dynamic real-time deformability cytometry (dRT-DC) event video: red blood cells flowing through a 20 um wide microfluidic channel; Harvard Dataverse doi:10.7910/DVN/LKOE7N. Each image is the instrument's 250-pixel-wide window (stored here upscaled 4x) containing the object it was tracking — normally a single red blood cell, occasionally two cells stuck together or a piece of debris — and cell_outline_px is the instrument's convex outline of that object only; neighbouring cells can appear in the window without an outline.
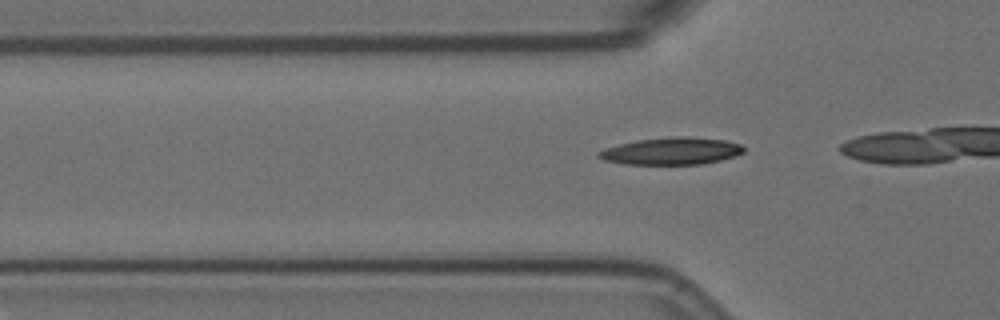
{"species": "Egyptian fruit bat (a non-hibernating species)", "species_latin": "Rousettus aegyptiacus", "temperature_condition": "room temperature", "stored_images_in_passage": 17, "camera_frame_rate_fps": 3000, "um_per_image_px": 0.085, "animal": {"sex": "female"}, "frame": {"image": 1, "passage_image": 14, "time_ms": 4.333, "image_size_px": [1000, 320], "cell_outline_px": [[744, 152], [736, 156], [720, 160], [700, 164], [624, 164], [604, 160], [596, 156], [596, 152], [604, 148], [636, 140], [676, 136], [680, 136], [724, 140], [740, 144], [744, 148]], "centroid_in_image_um": [57.04, 12.84], "position_along_channel_um": 68.8, "area_um2": 22.89}}